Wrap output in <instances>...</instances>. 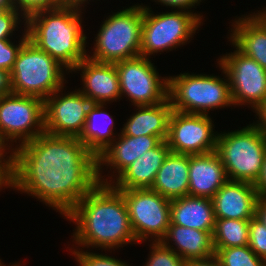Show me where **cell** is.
<instances>
[{
  "label": "cell",
  "instance_id": "cell-1",
  "mask_svg": "<svg viewBox=\"0 0 266 266\" xmlns=\"http://www.w3.org/2000/svg\"><path fill=\"white\" fill-rule=\"evenodd\" d=\"M11 153L12 188L64 217L98 183L97 158L76 137L44 132Z\"/></svg>",
  "mask_w": 266,
  "mask_h": 266
},
{
  "label": "cell",
  "instance_id": "cell-2",
  "mask_svg": "<svg viewBox=\"0 0 266 266\" xmlns=\"http://www.w3.org/2000/svg\"><path fill=\"white\" fill-rule=\"evenodd\" d=\"M65 217L76 222L72 242L78 247L110 251L137 244L125 199L111 184L98 182Z\"/></svg>",
  "mask_w": 266,
  "mask_h": 266
},
{
  "label": "cell",
  "instance_id": "cell-3",
  "mask_svg": "<svg viewBox=\"0 0 266 266\" xmlns=\"http://www.w3.org/2000/svg\"><path fill=\"white\" fill-rule=\"evenodd\" d=\"M81 11L77 5H61L35 13L26 20L29 40L69 72L87 57Z\"/></svg>",
  "mask_w": 266,
  "mask_h": 266
},
{
  "label": "cell",
  "instance_id": "cell-4",
  "mask_svg": "<svg viewBox=\"0 0 266 266\" xmlns=\"http://www.w3.org/2000/svg\"><path fill=\"white\" fill-rule=\"evenodd\" d=\"M225 79L214 75L180 73L168 76V99L173 110L209 115L212 109L234 106L229 79L218 63ZM227 78V79H226Z\"/></svg>",
  "mask_w": 266,
  "mask_h": 266
},
{
  "label": "cell",
  "instance_id": "cell-5",
  "mask_svg": "<svg viewBox=\"0 0 266 266\" xmlns=\"http://www.w3.org/2000/svg\"><path fill=\"white\" fill-rule=\"evenodd\" d=\"M217 134L216 152L228 179L254 184L266 154V135L255 122L240 130Z\"/></svg>",
  "mask_w": 266,
  "mask_h": 266
},
{
  "label": "cell",
  "instance_id": "cell-6",
  "mask_svg": "<svg viewBox=\"0 0 266 266\" xmlns=\"http://www.w3.org/2000/svg\"><path fill=\"white\" fill-rule=\"evenodd\" d=\"M66 71L69 73L57 60L28 39L10 72L13 94L34 96L45 101L55 91L65 87Z\"/></svg>",
  "mask_w": 266,
  "mask_h": 266
},
{
  "label": "cell",
  "instance_id": "cell-7",
  "mask_svg": "<svg viewBox=\"0 0 266 266\" xmlns=\"http://www.w3.org/2000/svg\"><path fill=\"white\" fill-rule=\"evenodd\" d=\"M142 5V6H141ZM113 12L100 26L93 48L92 60L116 63L140 56L143 4Z\"/></svg>",
  "mask_w": 266,
  "mask_h": 266
},
{
  "label": "cell",
  "instance_id": "cell-8",
  "mask_svg": "<svg viewBox=\"0 0 266 266\" xmlns=\"http://www.w3.org/2000/svg\"><path fill=\"white\" fill-rule=\"evenodd\" d=\"M202 17L187 10L154 14L143 5L140 56L150 59L155 53L186 45L203 23Z\"/></svg>",
  "mask_w": 266,
  "mask_h": 266
},
{
  "label": "cell",
  "instance_id": "cell-9",
  "mask_svg": "<svg viewBox=\"0 0 266 266\" xmlns=\"http://www.w3.org/2000/svg\"><path fill=\"white\" fill-rule=\"evenodd\" d=\"M44 132V100L17 94L0 97V143L4 148L11 151L17 140L20 146Z\"/></svg>",
  "mask_w": 266,
  "mask_h": 266
},
{
  "label": "cell",
  "instance_id": "cell-10",
  "mask_svg": "<svg viewBox=\"0 0 266 266\" xmlns=\"http://www.w3.org/2000/svg\"><path fill=\"white\" fill-rule=\"evenodd\" d=\"M119 191L125 199L137 243L148 239L161 241L171 223V201L150 188Z\"/></svg>",
  "mask_w": 266,
  "mask_h": 266
},
{
  "label": "cell",
  "instance_id": "cell-11",
  "mask_svg": "<svg viewBox=\"0 0 266 266\" xmlns=\"http://www.w3.org/2000/svg\"><path fill=\"white\" fill-rule=\"evenodd\" d=\"M114 64L121 97H128L133 106L157 105L168 98V77L159 76L149 58L138 56Z\"/></svg>",
  "mask_w": 266,
  "mask_h": 266
},
{
  "label": "cell",
  "instance_id": "cell-12",
  "mask_svg": "<svg viewBox=\"0 0 266 266\" xmlns=\"http://www.w3.org/2000/svg\"><path fill=\"white\" fill-rule=\"evenodd\" d=\"M218 60L228 76L233 104L250 105L256 112L266 102V70L237 48Z\"/></svg>",
  "mask_w": 266,
  "mask_h": 266
},
{
  "label": "cell",
  "instance_id": "cell-13",
  "mask_svg": "<svg viewBox=\"0 0 266 266\" xmlns=\"http://www.w3.org/2000/svg\"><path fill=\"white\" fill-rule=\"evenodd\" d=\"M209 115L171 112L167 143L177 154H206L216 151L217 132Z\"/></svg>",
  "mask_w": 266,
  "mask_h": 266
},
{
  "label": "cell",
  "instance_id": "cell-14",
  "mask_svg": "<svg viewBox=\"0 0 266 266\" xmlns=\"http://www.w3.org/2000/svg\"><path fill=\"white\" fill-rule=\"evenodd\" d=\"M63 88L44 101L45 133L79 138L92 102L79 89L60 96Z\"/></svg>",
  "mask_w": 266,
  "mask_h": 266
},
{
  "label": "cell",
  "instance_id": "cell-15",
  "mask_svg": "<svg viewBox=\"0 0 266 266\" xmlns=\"http://www.w3.org/2000/svg\"><path fill=\"white\" fill-rule=\"evenodd\" d=\"M121 133V134H120ZM118 134L113 143L97 157V179L99 183L111 184L135 160L148 150L155 148L161 140L156 136H127L122 132ZM117 140V141H116ZM104 166L110 167L113 174L104 179L102 170ZM115 177L113 179L112 177Z\"/></svg>",
  "mask_w": 266,
  "mask_h": 266
},
{
  "label": "cell",
  "instance_id": "cell-16",
  "mask_svg": "<svg viewBox=\"0 0 266 266\" xmlns=\"http://www.w3.org/2000/svg\"><path fill=\"white\" fill-rule=\"evenodd\" d=\"M72 71H81L83 89L79 91L94 104L121 98L120 82L114 63L98 62L86 57Z\"/></svg>",
  "mask_w": 266,
  "mask_h": 266
},
{
  "label": "cell",
  "instance_id": "cell-17",
  "mask_svg": "<svg viewBox=\"0 0 266 266\" xmlns=\"http://www.w3.org/2000/svg\"><path fill=\"white\" fill-rule=\"evenodd\" d=\"M258 197L253 183L228 180L211 199L215 218L250 220L255 217Z\"/></svg>",
  "mask_w": 266,
  "mask_h": 266
},
{
  "label": "cell",
  "instance_id": "cell-18",
  "mask_svg": "<svg viewBox=\"0 0 266 266\" xmlns=\"http://www.w3.org/2000/svg\"><path fill=\"white\" fill-rule=\"evenodd\" d=\"M228 180L226 170L216 151L189 155L188 195L212 199Z\"/></svg>",
  "mask_w": 266,
  "mask_h": 266
},
{
  "label": "cell",
  "instance_id": "cell-19",
  "mask_svg": "<svg viewBox=\"0 0 266 266\" xmlns=\"http://www.w3.org/2000/svg\"><path fill=\"white\" fill-rule=\"evenodd\" d=\"M170 152L167 141H161L128 166L111 185L117 190L151 188Z\"/></svg>",
  "mask_w": 266,
  "mask_h": 266
},
{
  "label": "cell",
  "instance_id": "cell-20",
  "mask_svg": "<svg viewBox=\"0 0 266 266\" xmlns=\"http://www.w3.org/2000/svg\"><path fill=\"white\" fill-rule=\"evenodd\" d=\"M237 18L232 23L230 42L266 70V24L255 12Z\"/></svg>",
  "mask_w": 266,
  "mask_h": 266
},
{
  "label": "cell",
  "instance_id": "cell-21",
  "mask_svg": "<svg viewBox=\"0 0 266 266\" xmlns=\"http://www.w3.org/2000/svg\"><path fill=\"white\" fill-rule=\"evenodd\" d=\"M170 241L176 248L170 245ZM161 242L185 261L205 259L215 255L213 232L170 223L167 233Z\"/></svg>",
  "mask_w": 266,
  "mask_h": 266
},
{
  "label": "cell",
  "instance_id": "cell-22",
  "mask_svg": "<svg viewBox=\"0 0 266 266\" xmlns=\"http://www.w3.org/2000/svg\"><path fill=\"white\" fill-rule=\"evenodd\" d=\"M170 217L173 224L214 232L216 218L210 198L187 195L171 200Z\"/></svg>",
  "mask_w": 266,
  "mask_h": 266
},
{
  "label": "cell",
  "instance_id": "cell-23",
  "mask_svg": "<svg viewBox=\"0 0 266 266\" xmlns=\"http://www.w3.org/2000/svg\"><path fill=\"white\" fill-rule=\"evenodd\" d=\"M134 113L124 123L121 132L127 136H156L161 141L167 140L169 118L173 111L170 100L157 105L137 106Z\"/></svg>",
  "mask_w": 266,
  "mask_h": 266
},
{
  "label": "cell",
  "instance_id": "cell-24",
  "mask_svg": "<svg viewBox=\"0 0 266 266\" xmlns=\"http://www.w3.org/2000/svg\"><path fill=\"white\" fill-rule=\"evenodd\" d=\"M188 186L189 155L170 152L150 189L171 201L187 196Z\"/></svg>",
  "mask_w": 266,
  "mask_h": 266
},
{
  "label": "cell",
  "instance_id": "cell-25",
  "mask_svg": "<svg viewBox=\"0 0 266 266\" xmlns=\"http://www.w3.org/2000/svg\"><path fill=\"white\" fill-rule=\"evenodd\" d=\"M103 109L104 104L92 103L83 132L78 138L96 158L116 139V134L113 133L114 120Z\"/></svg>",
  "mask_w": 266,
  "mask_h": 266
},
{
  "label": "cell",
  "instance_id": "cell-26",
  "mask_svg": "<svg viewBox=\"0 0 266 266\" xmlns=\"http://www.w3.org/2000/svg\"><path fill=\"white\" fill-rule=\"evenodd\" d=\"M249 220L216 219L213 232L214 248L248 245Z\"/></svg>",
  "mask_w": 266,
  "mask_h": 266
},
{
  "label": "cell",
  "instance_id": "cell-27",
  "mask_svg": "<svg viewBox=\"0 0 266 266\" xmlns=\"http://www.w3.org/2000/svg\"><path fill=\"white\" fill-rule=\"evenodd\" d=\"M215 256L221 266H266L248 245L241 247L215 248Z\"/></svg>",
  "mask_w": 266,
  "mask_h": 266
},
{
  "label": "cell",
  "instance_id": "cell-28",
  "mask_svg": "<svg viewBox=\"0 0 266 266\" xmlns=\"http://www.w3.org/2000/svg\"><path fill=\"white\" fill-rule=\"evenodd\" d=\"M150 250L151 254L144 266H186V261L161 241H153Z\"/></svg>",
  "mask_w": 266,
  "mask_h": 266
},
{
  "label": "cell",
  "instance_id": "cell-29",
  "mask_svg": "<svg viewBox=\"0 0 266 266\" xmlns=\"http://www.w3.org/2000/svg\"><path fill=\"white\" fill-rule=\"evenodd\" d=\"M78 247L74 251H70L74 254L78 266H129L125 261L115 259L114 257L108 256L107 254H99L93 252H86Z\"/></svg>",
  "mask_w": 266,
  "mask_h": 266
},
{
  "label": "cell",
  "instance_id": "cell-30",
  "mask_svg": "<svg viewBox=\"0 0 266 266\" xmlns=\"http://www.w3.org/2000/svg\"><path fill=\"white\" fill-rule=\"evenodd\" d=\"M26 24H24V33L22 39L20 38L19 44H13L10 39L0 40V69L11 72L13 69L15 60L23 44L29 39Z\"/></svg>",
  "mask_w": 266,
  "mask_h": 266
},
{
  "label": "cell",
  "instance_id": "cell-31",
  "mask_svg": "<svg viewBox=\"0 0 266 266\" xmlns=\"http://www.w3.org/2000/svg\"><path fill=\"white\" fill-rule=\"evenodd\" d=\"M249 248L266 262V227L256 217L249 220Z\"/></svg>",
  "mask_w": 266,
  "mask_h": 266
},
{
  "label": "cell",
  "instance_id": "cell-32",
  "mask_svg": "<svg viewBox=\"0 0 266 266\" xmlns=\"http://www.w3.org/2000/svg\"><path fill=\"white\" fill-rule=\"evenodd\" d=\"M12 3L26 20L35 13L53 10L63 5L59 0H12Z\"/></svg>",
  "mask_w": 266,
  "mask_h": 266
},
{
  "label": "cell",
  "instance_id": "cell-33",
  "mask_svg": "<svg viewBox=\"0 0 266 266\" xmlns=\"http://www.w3.org/2000/svg\"><path fill=\"white\" fill-rule=\"evenodd\" d=\"M20 14L16 9H9L0 14V40L10 39L20 23L26 24V19Z\"/></svg>",
  "mask_w": 266,
  "mask_h": 266
},
{
  "label": "cell",
  "instance_id": "cell-34",
  "mask_svg": "<svg viewBox=\"0 0 266 266\" xmlns=\"http://www.w3.org/2000/svg\"><path fill=\"white\" fill-rule=\"evenodd\" d=\"M12 151L0 152V190L2 187L12 188ZM9 156H6V154Z\"/></svg>",
  "mask_w": 266,
  "mask_h": 266
},
{
  "label": "cell",
  "instance_id": "cell-35",
  "mask_svg": "<svg viewBox=\"0 0 266 266\" xmlns=\"http://www.w3.org/2000/svg\"><path fill=\"white\" fill-rule=\"evenodd\" d=\"M155 2H159V4H163V6L166 7H172V9H176L177 10H187L189 12H191L192 10H190L191 8H196V6H198L200 4V2L202 0H154ZM189 9V10H188Z\"/></svg>",
  "mask_w": 266,
  "mask_h": 266
},
{
  "label": "cell",
  "instance_id": "cell-36",
  "mask_svg": "<svg viewBox=\"0 0 266 266\" xmlns=\"http://www.w3.org/2000/svg\"><path fill=\"white\" fill-rule=\"evenodd\" d=\"M253 185L259 197H266V154L264 156L260 176Z\"/></svg>",
  "mask_w": 266,
  "mask_h": 266
},
{
  "label": "cell",
  "instance_id": "cell-37",
  "mask_svg": "<svg viewBox=\"0 0 266 266\" xmlns=\"http://www.w3.org/2000/svg\"><path fill=\"white\" fill-rule=\"evenodd\" d=\"M13 94L11 86V73L0 69V97Z\"/></svg>",
  "mask_w": 266,
  "mask_h": 266
},
{
  "label": "cell",
  "instance_id": "cell-38",
  "mask_svg": "<svg viewBox=\"0 0 266 266\" xmlns=\"http://www.w3.org/2000/svg\"><path fill=\"white\" fill-rule=\"evenodd\" d=\"M186 266H221L217 257L211 256L205 259H191L186 261Z\"/></svg>",
  "mask_w": 266,
  "mask_h": 266
},
{
  "label": "cell",
  "instance_id": "cell-39",
  "mask_svg": "<svg viewBox=\"0 0 266 266\" xmlns=\"http://www.w3.org/2000/svg\"><path fill=\"white\" fill-rule=\"evenodd\" d=\"M255 217L266 227V197H258L256 202Z\"/></svg>",
  "mask_w": 266,
  "mask_h": 266
},
{
  "label": "cell",
  "instance_id": "cell-40",
  "mask_svg": "<svg viewBox=\"0 0 266 266\" xmlns=\"http://www.w3.org/2000/svg\"><path fill=\"white\" fill-rule=\"evenodd\" d=\"M254 113H256L259 119L255 123L260 127L261 131L266 135V102Z\"/></svg>",
  "mask_w": 266,
  "mask_h": 266
},
{
  "label": "cell",
  "instance_id": "cell-41",
  "mask_svg": "<svg viewBox=\"0 0 266 266\" xmlns=\"http://www.w3.org/2000/svg\"><path fill=\"white\" fill-rule=\"evenodd\" d=\"M0 8L3 11L9 10V9H15L12 3V0H0Z\"/></svg>",
  "mask_w": 266,
  "mask_h": 266
},
{
  "label": "cell",
  "instance_id": "cell-42",
  "mask_svg": "<svg viewBox=\"0 0 266 266\" xmlns=\"http://www.w3.org/2000/svg\"><path fill=\"white\" fill-rule=\"evenodd\" d=\"M63 5H77L80 8L85 7L82 4H84V0H59ZM82 6V7H81Z\"/></svg>",
  "mask_w": 266,
  "mask_h": 266
},
{
  "label": "cell",
  "instance_id": "cell-43",
  "mask_svg": "<svg viewBox=\"0 0 266 266\" xmlns=\"http://www.w3.org/2000/svg\"><path fill=\"white\" fill-rule=\"evenodd\" d=\"M266 7L264 8V10H260L258 11V13L256 12V14L263 20V22L266 24ZM263 11V12H262Z\"/></svg>",
  "mask_w": 266,
  "mask_h": 266
},
{
  "label": "cell",
  "instance_id": "cell-44",
  "mask_svg": "<svg viewBox=\"0 0 266 266\" xmlns=\"http://www.w3.org/2000/svg\"><path fill=\"white\" fill-rule=\"evenodd\" d=\"M0 152H6V148H4L1 143H0Z\"/></svg>",
  "mask_w": 266,
  "mask_h": 266
},
{
  "label": "cell",
  "instance_id": "cell-45",
  "mask_svg": "<svg viewBox=\"0 0 266 266\" xmlns=\"http://www.w3.org/2000/svg\"><path fill=\"white\" fill-rule=\"evenodd\" d=\"M0 266H5V264L2 263L1 259H0Z\"/></svg>",
  "mask_w": 266,
  "mask_h": 266
},
{
  "label": "cell",
  "instance_id": "cell-46",
  "mask_svg": "<svg viewBox=\"0 0 266 266\" xmlns=\"http://www.w3.org/2000/svg\"><path fill=\"white\" fill-rule=\"evenodd\" d=\"M11 266H20V263L19 264H12Z\"/></svg>",
  "mask_w": 266,
  "mask_h": 266
}]
</instances>
